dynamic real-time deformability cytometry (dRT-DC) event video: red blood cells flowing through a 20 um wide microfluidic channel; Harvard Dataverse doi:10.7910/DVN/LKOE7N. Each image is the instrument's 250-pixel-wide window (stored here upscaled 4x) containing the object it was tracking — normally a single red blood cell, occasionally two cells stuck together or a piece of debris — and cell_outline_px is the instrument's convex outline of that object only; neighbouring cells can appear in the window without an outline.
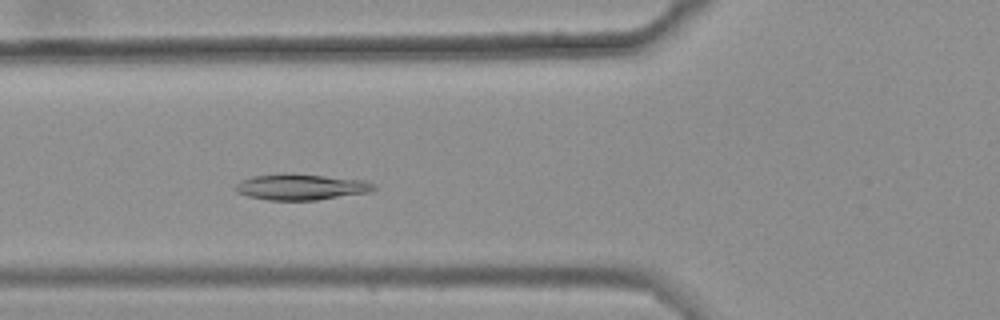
{"species": "common noctule bat (a hibernating species)", "species_latin": "Nyctalus noctula", "temperature_condition": "warm", "stored_images_in_passage": 39, "camera_frame_rate_fps": 3000, "um_per_image_px": 0.085, "animal": {"sex": "female", "body_mass_g": 25.1}, "frame": {"image": 1, "passage_image": 13, "time_ms": 4.0, "image_size_px": [1000, 320], "cell_outline_px": [[376, 188], [372, 192], [316, 200], [268, 200], [248, 196], [236, 192], [236, 184], [252, 176], [284, 172], [364, 180], [376, 184]], "centroid_in_image_um": [25.62, 15.88], "position_along_channel_um": 100.2, "area_um2": 21.04}}
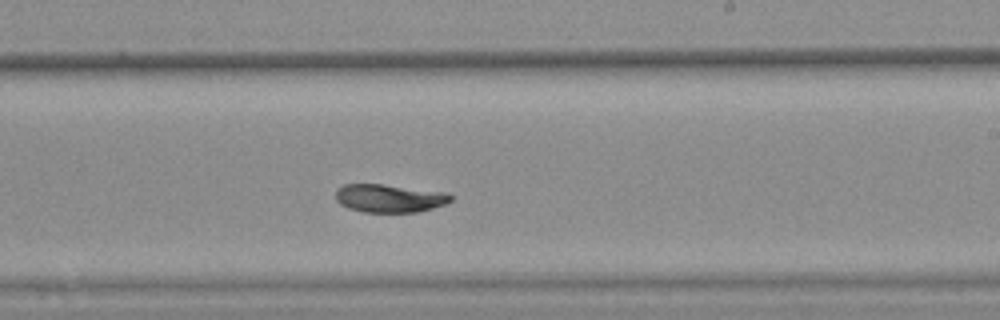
{"frame": {"image": 2, "passage_image": 26, "time_ms": 8.333, "image_size_px": [1000, 320], "cell_outline_px": [[452, 200], [444, 204], [420, 212], [364, 212], [348, 208], [340, 204], [336, 200], [336, 188], [344, 184], [384, 184], [448, 192], [452, 196]], "centroid_in_image_um": [33.1, 16.84], "position_along_channel_um": 255.9, "area_um2": 19.07}}
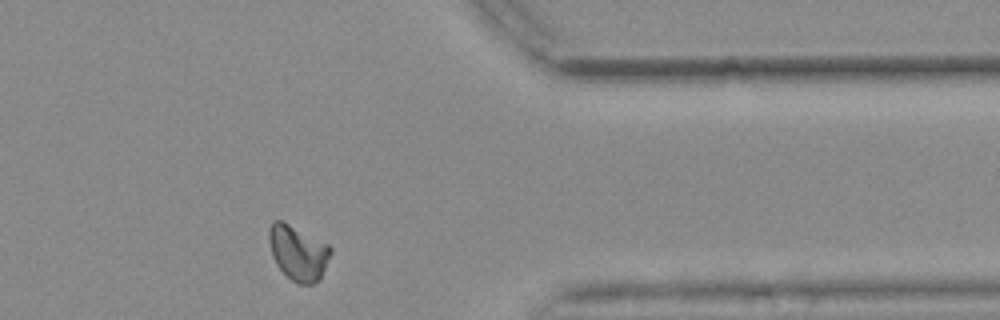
{"frame": {"image": 3, "passage_image": 38, "time_ms": 12.333, "image_size_px": [1000, 320], "cell_outline_px": [[332, 252], [320, 280], [312, 284], [296, 284], [276, 264], [272, 256], [268, 240], [268, 228], [272, 220], [280, 220], [328, 244], [332, 248]], "centroid_in_image_um": [25.33, 21.49], "position_along_channel_um": 386.1, "area_um2": 19.71}, "authors_computed_cell_mechanics": {"area_um2": 19.8254, "velocity_mm_per_s": 3.6015, "shape_relaxation_time_tau1_ms": 9.1083, "shape_relaxation_time_tau2_ms": null, "deformation_change_tau1": 0.1706, "deformation_change_tau2": null}}